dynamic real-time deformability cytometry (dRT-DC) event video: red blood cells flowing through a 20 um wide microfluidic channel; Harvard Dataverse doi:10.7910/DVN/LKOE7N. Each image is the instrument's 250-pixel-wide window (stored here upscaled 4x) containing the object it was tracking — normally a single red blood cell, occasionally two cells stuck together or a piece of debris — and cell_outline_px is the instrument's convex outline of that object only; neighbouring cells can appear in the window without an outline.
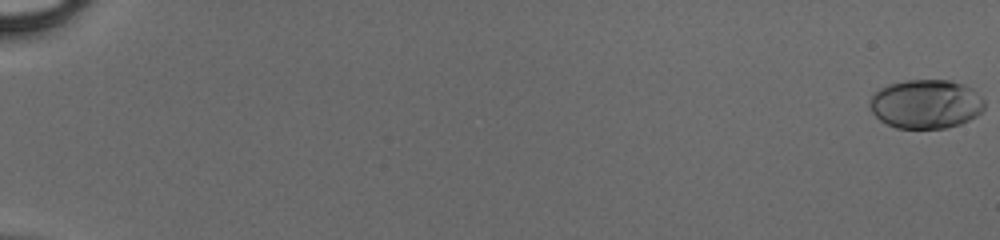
{"species": "human", "species_latin": "Homo sapiens", "temperature_condition": "cold", "stored_images_in_passage": 51, "camera_frame_rate_fps": 3000, "um_per_image_px": 0.085, "donor": {"sex": "male"}, "frame": {"image": 1, "passage_image": 1, "time_ms": 0.0, "image_size_px": [1000, 240], "cell_outline_px": [[984, 108], [976, 116], [960, 124], [948, 128], [896, 128], [880, 120], [872, 112], [868, 104], [872, 96], [880, 88], [888, 84], [904, 80], [948, 80], [964, 84], [980, 96], [984, 100]], "centroid_in_image_um": [78.68, 8.84], "position_along_channel_um": 6.3, "area_um2": 32.71}}
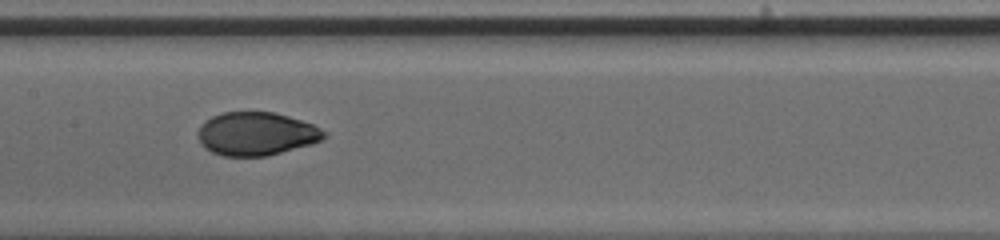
{"frame": {"image": 2, "passage_image": 29, "time_ms": 9.333, "image_size_px": [1000, 240], "cell_outline_px": [[328, 136], [312, 144], [268, 156], [224, 156], [212, 152], [204, 148], [200, 144], [196, 136], [200, 124], [212, 116], [224, 112], [276, 112], [312, 124], [328, 132]], "centroid_in_image_um": [21.77, 11.38], "position_along_channel_um": 185.6, "area_um2": 32.14}}
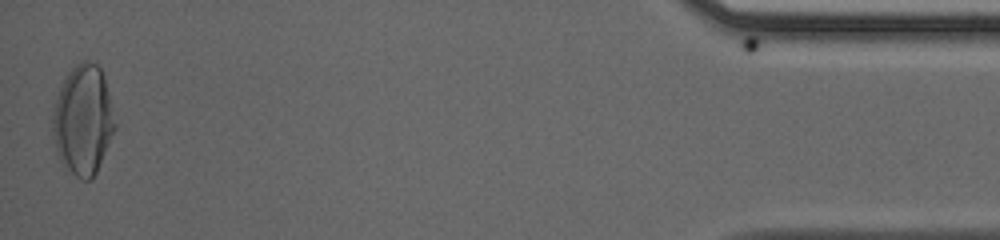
{"frame": {"image": 3, "passage_image": 51, "time_ms": 16.667, "image_size_px": [1000, 240], "cell_outline_px": [[116, 128], [96, 172], [92, 180], [80, 180], [60, 160], [56, 148], [52, 132], [52, 104], [68, 72], [80, 60], [88, 60], [96, 64], [100, 68], [104, 76], [116, 124]], "centroid_in_image_um": [7.05, 10.18], "position_along_channel_um": 428.2, "area_um2": 39.82}}